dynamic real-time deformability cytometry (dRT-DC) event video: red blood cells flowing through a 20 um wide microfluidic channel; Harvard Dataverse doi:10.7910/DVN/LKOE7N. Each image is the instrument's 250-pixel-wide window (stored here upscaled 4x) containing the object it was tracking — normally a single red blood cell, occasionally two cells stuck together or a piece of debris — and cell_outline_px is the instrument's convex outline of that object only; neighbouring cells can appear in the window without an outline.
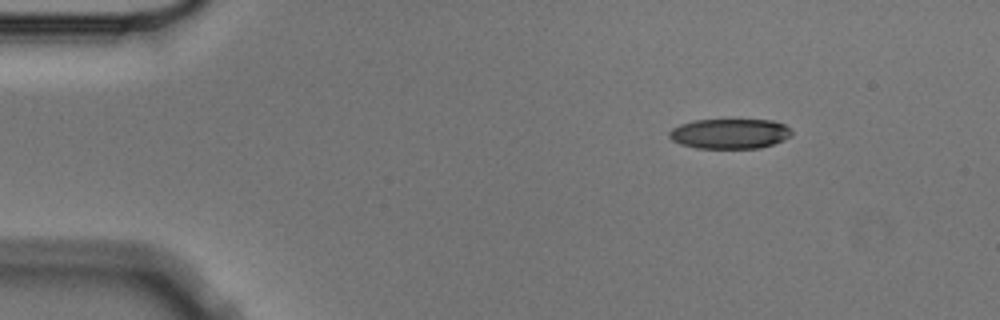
{"species": "Egyptian fruit bat (a non-hibernating species)", "species_latin": "Rousettus aegyptiacus", "temperature_condition": "cold", "stored_images_in_passage": 3, "camera_frame_rate_fps": 3000, "um_per_image_px": 0.085, "animal": {"sex": "male"}, "frame": {"image": 1, "passage_image": 1, "time_ms": 0.0, "image_size_px": [1000, 320], "cell_outline_px": [[792, 132], [784, 140], [760, 148], [696, 148], [680, 144], [672, 140], [668, 136], [668, 132], [672, 128], [680, 124], [696, 120], [772, 120], [784, 124]], "centroid_in_image_um": [61.99, 11.36], "position_along_channel_um": 23.0, "area_um2": 21.33}}